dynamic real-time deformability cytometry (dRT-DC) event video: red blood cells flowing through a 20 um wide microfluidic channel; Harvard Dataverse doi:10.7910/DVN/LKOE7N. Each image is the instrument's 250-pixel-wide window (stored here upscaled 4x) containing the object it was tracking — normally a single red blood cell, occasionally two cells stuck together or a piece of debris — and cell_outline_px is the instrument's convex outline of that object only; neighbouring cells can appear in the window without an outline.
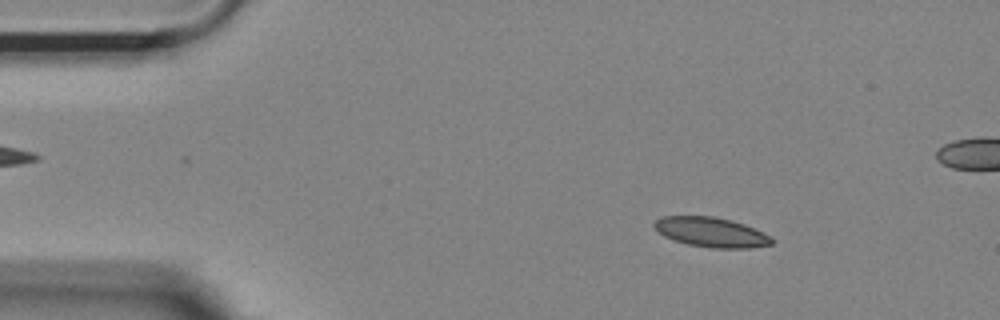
{"species": "Egyptian fruit bat (a non-hibernating species)", "species_latin": "Rousettus aegyptiacus", "temperature_condition": "room temperature", "stored_images_in_passage": 43, "camera_frame_rate_fps": 3000, "um_per_image_px": 0.085, "animal": {"sex": "female"}, "frame": {"image": 1, "passage_image": 5, "time_ms": 1.333, "image_size_px": [1000, 320], "cell_outline_px": [[776, 240], [772, 244], [752, 248], [712, 248], [688, 244], [664, 236], [656, 232], [652, 224], [656, 220], [664, 216], [712, 216], [732, 220], [744, 224], [764, 232], [772, 236]], "centroid_in_image_um": [60.48, 19.74], "position_along_channel_um": 24.5, "area_um2": 20.58}}
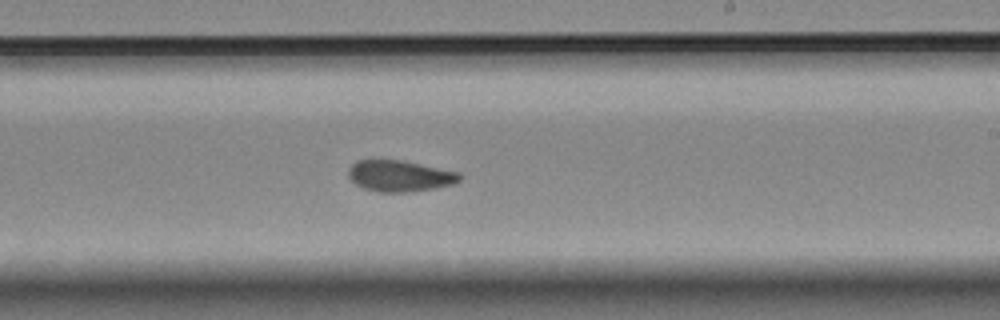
{"frame": {"image": 2, "passage_image": 29, "time_ms": 9.333, "image_size_px": [1000, 320], "cell_outline_px": [[460, 180], [452, 184], [432, 188], [408, 192], [380, 192], [364, 188], [356, 184], [348, 176], [348, 168], [356, 160], [400, 160], [460, 172]], "centroid_in_image_um": [33.95, 14.95], "position_along_channel_um": 255.1, "area_um2": 20.0}}
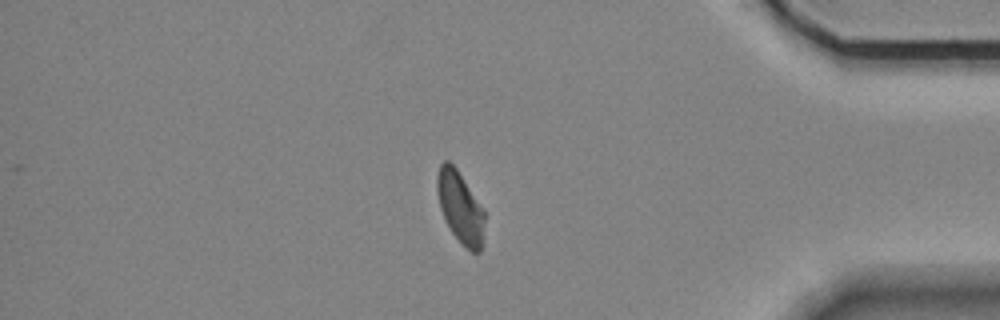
{"frame": {"image": 3, "passage_image": 43, "time_ms": 14.0, "image_size_px": [1000, 320], "cell_outline_px": [[484, 220], [480, 252], [472, 252], [452, 232], [444, 220], [440, 208], [436, 188], [436, 176], [440, 164], [444, 160], [448, 160], [456, 168], [484, 208]], "centroid_in_image_um": [39.09, 17.56], "position_along_channel_um": 396.1, "area_um2": 19.59}, "authors_computed_cell_mechanics": {"area_um2": 20.519, "velocity_mm_per_s": 3.6763, "shape_relaxation_time_tau1_ms": 8.3516, "shape_relaxation_time_tau2_ms": 2.8771, "deformation_change_tau1": 0.1545, "deformation_change_tau2": 0.0594}}